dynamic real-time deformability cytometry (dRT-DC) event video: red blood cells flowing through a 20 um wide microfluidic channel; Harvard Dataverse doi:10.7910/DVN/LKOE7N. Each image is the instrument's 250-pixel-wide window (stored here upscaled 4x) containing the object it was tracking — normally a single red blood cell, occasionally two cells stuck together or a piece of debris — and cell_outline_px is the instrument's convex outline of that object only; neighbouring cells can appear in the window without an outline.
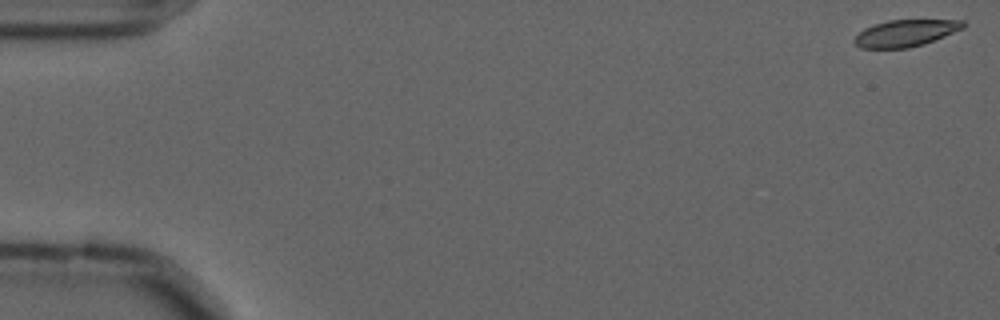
{"species": "common noctule bat (a hibernating species)", "species_latin": "Nyctalus noctula", "temperature_condition": "cold", "stored_images_in_passage": 15, "camera_frame_rate_fps": 3000, "um_per_image_px": 0.085, "animal": {"sex": "male", "forearm_length_mm": 52.5}, "frame": {"image": 1, "passage_image": 1, "time_ms": 0.0, "image_size_px": [1000, 320], "cell_outline_px": [[968, 24], [964, 28], [924, 44], [908, 48], [860, 48], [852, 40], [864, 28], [888, 20], [964, 20]], "centroid_in_image_um": [76.99, 2.81], "position_along_channel_um": 8.0, "area_um2": 16.94}}
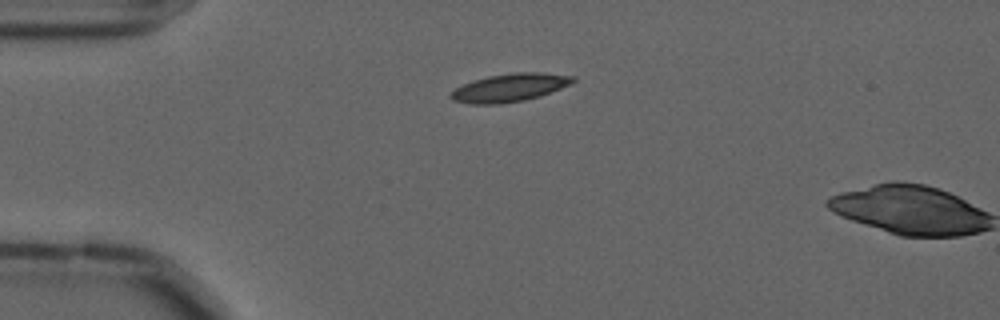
{"frame": {"image": 2, "passage_image": 14, "time_ms": 4.333, "image_size_px": [1000, 320], "cell_outline_px": [[576, 80], [572, 84], [540, 96], [524, 100], [500, 104], [472, 104], [452, 100], [448, 96], [456, 88], [472, 80], [488, 76], [516, 72], [540, 72], [576, 76]], "centroid_in_image_um": [43.35, 7.44], "position_along_channel_um": 41.6, "area_um2": 20.06}}